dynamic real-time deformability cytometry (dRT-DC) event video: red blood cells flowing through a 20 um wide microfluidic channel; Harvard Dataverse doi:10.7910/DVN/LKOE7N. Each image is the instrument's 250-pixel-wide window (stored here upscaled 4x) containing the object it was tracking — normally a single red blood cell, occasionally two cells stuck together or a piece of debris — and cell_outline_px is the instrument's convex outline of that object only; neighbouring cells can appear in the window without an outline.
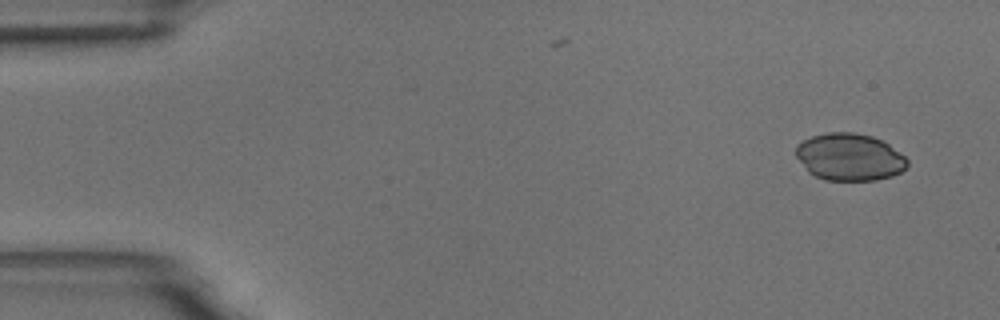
{"species": "common noctule bat (a hibernating species)", "species_latin": "Nyctalus noctula", "temperature_condition": "room temperature", "stored_images_in_passage": 6, "camera_frame_rate_fps": 3000, "um_per_image_px": 0.085, "animal": {"sex": "male", "body_mass_g": 18.8}, "frame": {"image": 1, "passage_image": 1, "time_ms": 0.0, "image_size_px": [1000, 320], "cell_outline_px": [[908, 164], [900, 172], [892, 176], [876, 180], [824, 180], [808, 172], [796, 156], [796, 144], [812, 136], [828, 132], [852, 132], [872, 136], [888, 144], [904, 156], [908, 160]], "centroid_in_image_um": [72.19, 13.35], "position_along_channel_um": 12.8, "area_um2": 30.52}}
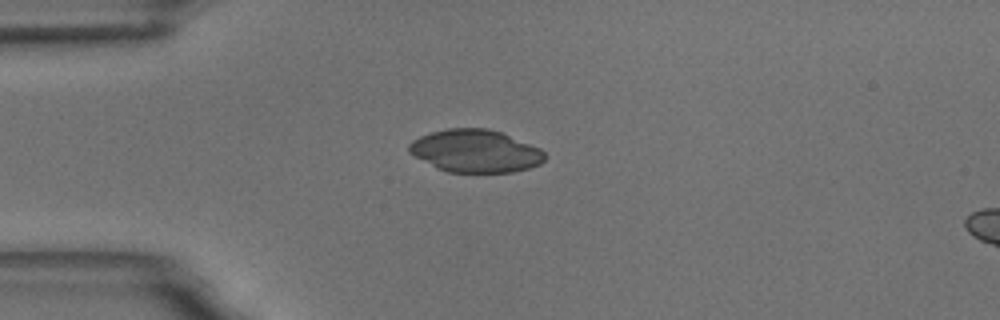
{"frame": {"image": 2, "passage_image": 4, "time_ms": 3.667, "image_size_px": [1000, 320], "cell_outline_px": [[548, 156], [540, 164], [528, 168], [512, 172], [448, 172], [436, 168], [408, 152], [408, 144], [412, 140], [420, 136], [432, 132], [448, 128], [488, 128], [500, 132], [540, 148]], "centroid_in_image_um": [40.4, 12.84], "position_along_channel_um": 44.6, "area_um2": 33.7}}